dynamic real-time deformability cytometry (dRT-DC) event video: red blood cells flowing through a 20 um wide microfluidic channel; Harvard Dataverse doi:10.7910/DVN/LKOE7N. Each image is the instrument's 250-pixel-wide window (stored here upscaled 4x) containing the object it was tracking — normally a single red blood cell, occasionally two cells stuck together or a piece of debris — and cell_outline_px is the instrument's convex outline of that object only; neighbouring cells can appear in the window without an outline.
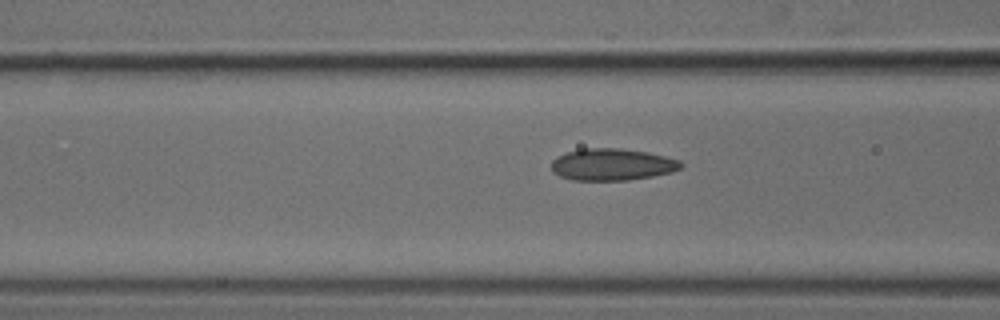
{"species": "common noctule bat (a hibernating species)", "species_latin": "Nyctalus noctula", "temperature_condition": "cold", "stored_images_in_passage": 16, "camera_frame_rate_fps": 3000, "um_per_image_px": 0.085, "animal": {"sex": "male", "body_mass_g": 18.8}, "frame": {"image": 1, "passage_image": 14, "time_ms": 4.333, "image_size_px": [1000, 320], "cell_outline_px": [[684, 164], [680, 168], [672, 172], [652, 176], [628, 180], [572, 180], [560, 176], [552, 172], [552, 160], [556, 156], [580, 148], [620, 148], [648, 152], [680, 160]], "centroid_in_image_um": [52.02, 13.98], "position_along_channel_um": 114.6, "area_um2": 24.16}}